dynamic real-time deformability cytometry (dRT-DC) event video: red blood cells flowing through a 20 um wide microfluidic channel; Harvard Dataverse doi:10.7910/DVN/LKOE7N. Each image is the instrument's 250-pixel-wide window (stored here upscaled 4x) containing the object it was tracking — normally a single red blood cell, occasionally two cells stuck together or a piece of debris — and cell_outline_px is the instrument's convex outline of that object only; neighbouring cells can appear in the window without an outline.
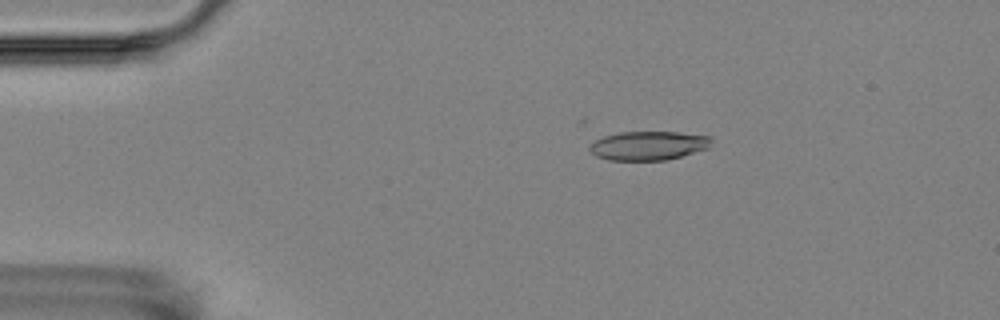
{"species": "Egyptian fruit bat (a non-hibernating species)", "species_latin": "Rousettus aegyptiacus", "temperature_condition": "room temperature", "stored_images_in_passage": 8, "camera_frame_rate_fps": 3000, "um_per_image_px": 0.085, "animal": {"sex": "female"}, "frame": {"image": 1, "passage_image": 3, "time_ms": 2.333, "image_size_px": [1000, 320], "cell_outline_px": [[712, 140], [708, 148], [668, 160], [608, 160], [596, 156], [588, 148], [596, 140], [604, 136], [620, 132], [676, 132], [712, 136]], "centroid_in_image_um": [55.13, 12.38], "position_along_channel_um": 29.9, "area_um2": 20.46}}